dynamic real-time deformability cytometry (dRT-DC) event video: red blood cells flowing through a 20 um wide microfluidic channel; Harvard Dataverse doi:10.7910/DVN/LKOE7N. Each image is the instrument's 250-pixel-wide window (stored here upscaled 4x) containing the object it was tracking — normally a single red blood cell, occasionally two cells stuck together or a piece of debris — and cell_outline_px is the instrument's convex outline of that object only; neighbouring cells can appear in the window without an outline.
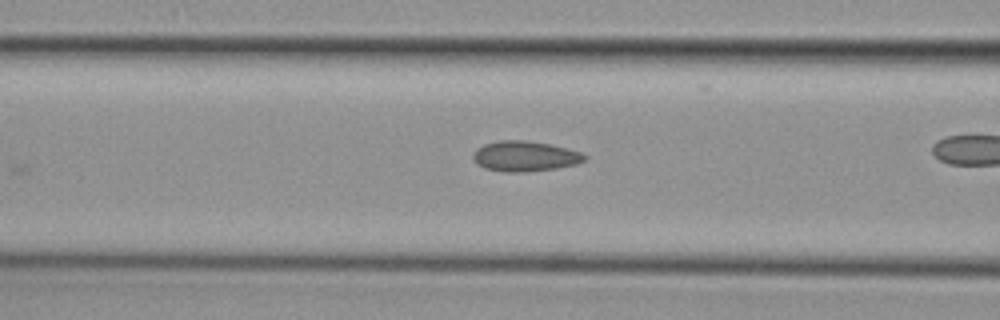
{"species": "common noctule bat (a hibernating species)", "species_latin": "Nyctalus noctula", "temperature_condition": "cold", "stored_images_in_passage": 19, "camera_frame_rate_fps": 3000, "um_per_image_px": 0.085, "animal": {"sex": "female", "body_mass_g": 29.2, "forearm_length_mm": 56.3}, "frame": {"image": 1, "passage_image": 3, "time_ms": 0.667, "image_size_px": [1000, 320], "cell_outline_px": [[588, 156], [584, 160], [576, 164], [556, 168], [524, 172], [508, 172], [484, 168], [476, 164], [472, 156], [472, 152], [476, 148], [484, 144], [496, 140], [528, 140], [552, 144], [580, 152]], "centroid_in_image_um": [44.58, 13.26], "position_along_channel_um": 122.0, "area_um2": 19.88}}
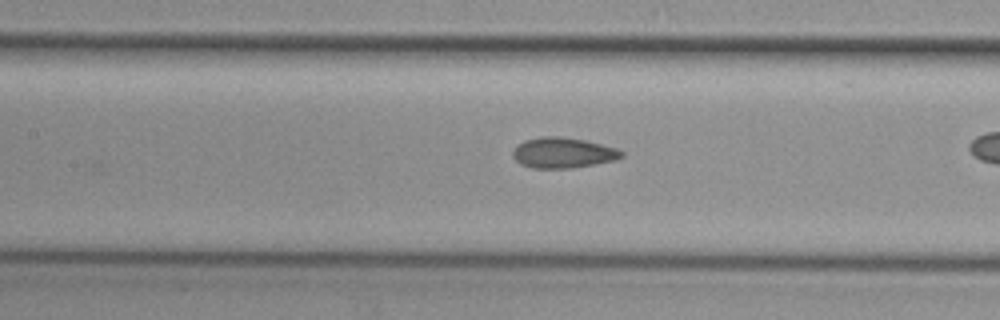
{"frame": {"image": 2, "passage_image": 6, "time_ms": 1.667, "image_size_px": [1000, 320], "cell_outline_px": [[624, 156], [616, 160], [596, 164], [572, 168], [532, 168], [520, 164], [512, 156], [512, 152], [524, 140], [540, 136], [560, 136], [584, 140], [616, 148], [624, 152]], "centroid_in_image_um": [47.86, 12.99], "position_along_channel_um": 159.5, "area_um2": 19.36}}
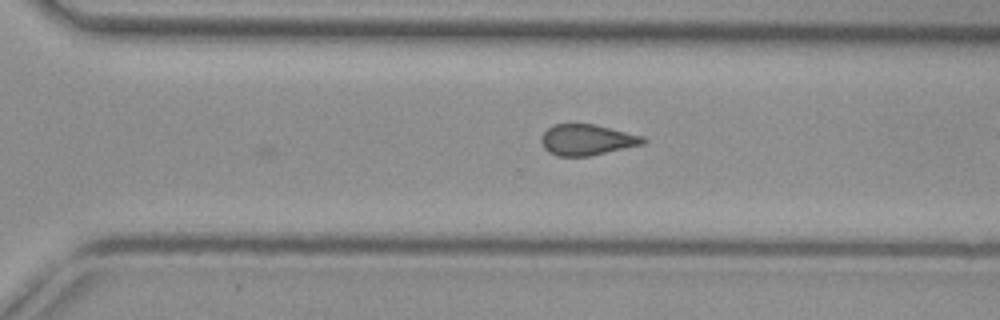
{"frame": {"image": 3, "passage_image": 19, "time_ms": 6.0, "image_size_px": [1000, 320], "cell_outline_px": [[648, 140], [644, 144], [588, 156], [556, 156], [548, 152], [544, 148], [540, 140], [540, 136], [552, 124], [568, 120], [596, 124], [644, 136]], "centroid_in_image_um": [49.84, 11.83], "position_along_channel_um": 320.8, "area_um2": 19.13}}